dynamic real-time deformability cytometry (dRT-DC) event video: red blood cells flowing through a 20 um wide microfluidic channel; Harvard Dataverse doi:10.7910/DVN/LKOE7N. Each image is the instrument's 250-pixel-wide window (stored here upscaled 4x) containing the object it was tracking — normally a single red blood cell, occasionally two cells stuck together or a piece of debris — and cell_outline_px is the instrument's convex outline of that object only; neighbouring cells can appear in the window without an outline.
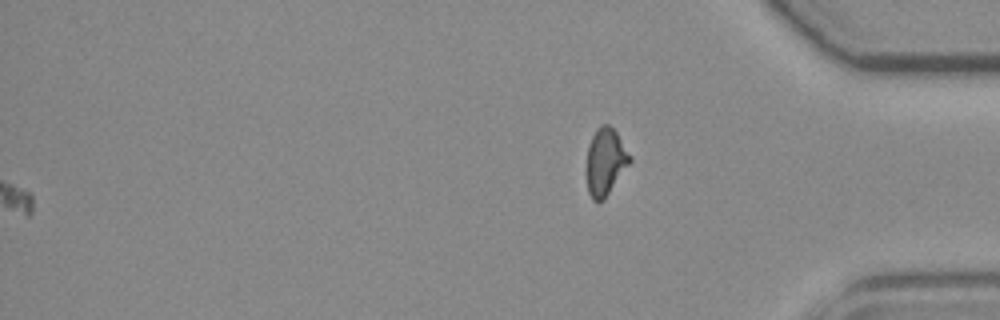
{"species": "common noctule bat (a hibernating species)", "species_latin": "Nyctalus noctula", "temperature_condition": "room temperature", "stored_images_in_passage": 59, "camera_frame_rate_fps": 3000, "um_per_image_px": 0.085, "animal": {"sex": "female", "body_mass_g": 19.3, "forearm_length_mm": 54.1}, "frame": {"image": 1, "passage_image": 59, "time_ms": 19.333, "image_size_px": [1000, 320], "cell_outline_px": [[632, 160], [604, 200], [592, 200], [588, 192], [584, 168], [588, 144], [596, 128], [600, 124], [608, 124], [616, 132], [632, 156]], "centroid_in_image_um": [51.42, 13.74], "position_along_channel_um": 383.8, "area_um2": 17.4}}